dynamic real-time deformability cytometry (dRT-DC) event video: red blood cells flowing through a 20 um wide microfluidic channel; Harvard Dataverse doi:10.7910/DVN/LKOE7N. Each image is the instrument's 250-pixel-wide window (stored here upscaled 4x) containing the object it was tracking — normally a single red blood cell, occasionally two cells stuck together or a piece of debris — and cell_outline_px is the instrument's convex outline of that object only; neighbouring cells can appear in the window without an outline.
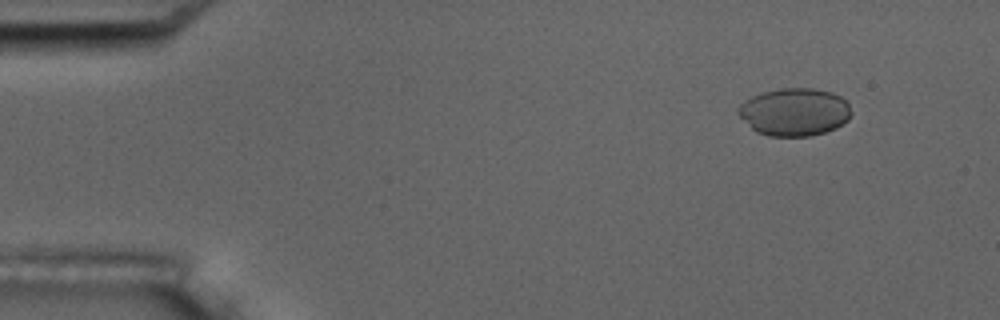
{"species": "common noctule bat (a hibernating species)", "species_latin": "Nyctalus noctula", "temperature_condition": "room temperature", "stored_images_in_passage": 50, "camera_frame_rate_fps": 3000, "um_per_image_px": 0.085, "animal": {"sex": "male", "body_mass_g": 17.5, "forearm_length_mm": 52.3}, "frame": {"image": 1, "passage_image": 1, "time_ms": 0.0, "image_size_px": [1000, 320], "cell_outline_px": [[852, 112], [848, 120], [844, 124], [836, 128], [824, 132], [808, 136], [768, 136], [756, 132], [736, 112], [740, 104], [744, 100], [752, 96], [764, 92], [780, 88], [812, 88], [832, 92], [848, 100]], "centroid_in_image_um": [67.56, 9.51], "position_along_channel_um": 17.4, "area_um2": 31.67}}
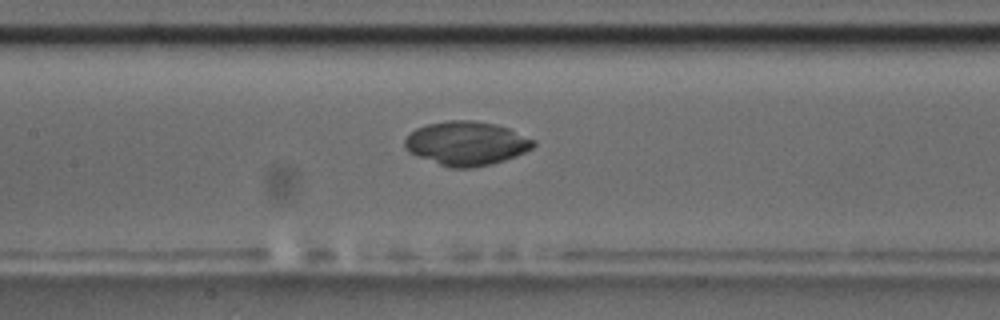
{"frame": {"image": 2, "passage_image": 21, "time_ms": 6.667, "image_size_px": [1000, 320], "cell_outline_px": [[536, 144], [532, 148], [516, 156], [492, 164], [472, 168], [452, 168], [416, 156], [404, 144], [404, 140], [416, 128], [428, 124], [448, 120], [472, 120], [496, 124], [508, 128], [536, 140]], "centroid_in_image_um": [39.68, 12.18], "position_along_channel_um": 167.7, "area_um2": 32.77}}
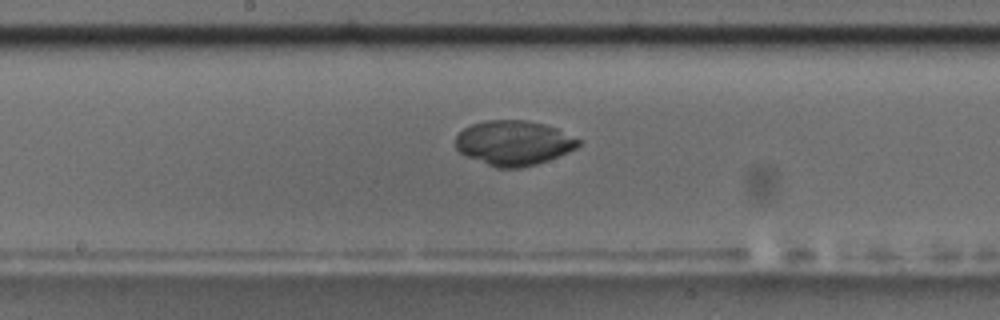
{"frame": {"image": 3, "passage_image": 24, "time_ms": 7.667, "image_size_px": [1000, 320], "cell_outline_px": [[580, 144], [576, 148], [568, 152], [548, 160], [536, 164], [520, 168], [496, 168], [468, 156], [460, 152], [456, 148], [456, 136], [464, 128], [472, 124], [484, 120], [528, 120], [544, 124], [556, 128], [580, 140]], "centroid_in_image_um": [43.66, 12.14], "position_along_channel_um": 204.5, "area_um2": 31.91}}